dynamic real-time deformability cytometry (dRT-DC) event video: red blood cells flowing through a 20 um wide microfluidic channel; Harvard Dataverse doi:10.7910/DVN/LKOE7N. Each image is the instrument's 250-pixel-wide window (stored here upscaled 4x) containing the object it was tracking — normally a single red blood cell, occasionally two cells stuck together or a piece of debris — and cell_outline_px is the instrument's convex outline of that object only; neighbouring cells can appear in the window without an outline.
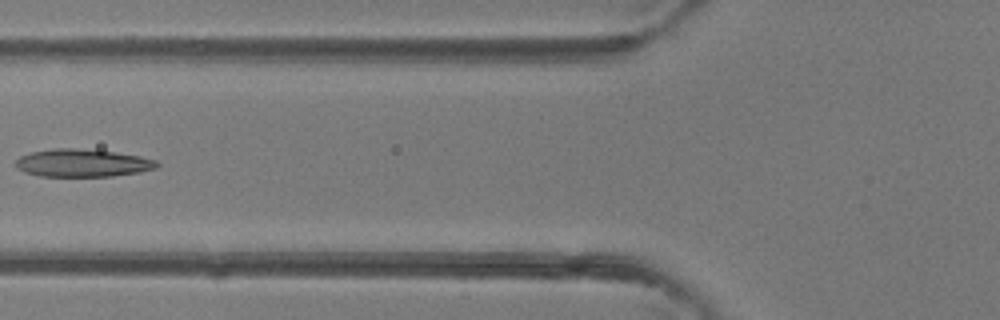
{"species": "common noctule bat (a hibernating species)", "species_latin": "Nyctalus noctula", "temperature_condition": "room temperature", "stored_images_in_passage": 6, "camera_frame_rate_fps": 3000, "um_per_image_px": 0.085, "animal": {"sex": "female"}, "frame": {"image": 1, "passage_image": 6, "time_ms": 5.667, "image_size_px": [1000, 320], "cell_outline_px": [[160, 164], [156, 168], [140, 172], [112, 176], [40, 176], [24, 172], [16, 168], [16, 160], [20, 156], [32, 152], [52, 148], [76, 148], [116, 152], [140, 156], [156, 160]], "centroid_in_image_um": [7.02, 13.85], "position_along_channel_um": 118.8, "area_um2": 22.89}}